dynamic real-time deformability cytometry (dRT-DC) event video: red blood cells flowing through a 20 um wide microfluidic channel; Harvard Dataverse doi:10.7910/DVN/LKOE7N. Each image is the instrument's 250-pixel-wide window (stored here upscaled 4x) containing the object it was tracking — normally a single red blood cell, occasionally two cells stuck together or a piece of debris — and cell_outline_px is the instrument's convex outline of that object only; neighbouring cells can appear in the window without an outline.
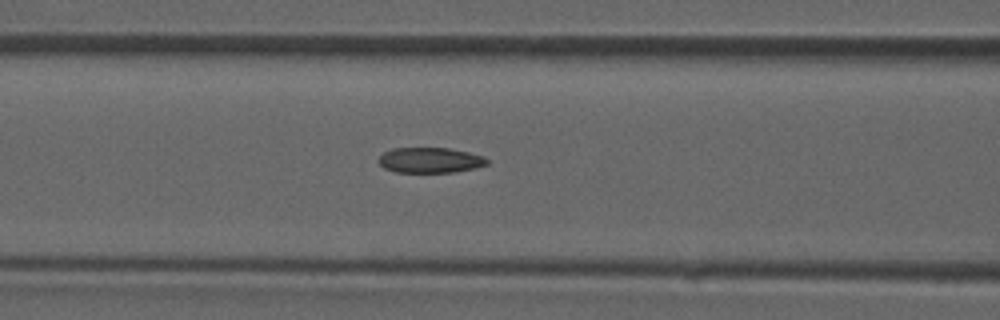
{"species": "common noctule bat (a hibernating species)", "species_latin": "Nyctalus noctula", "temperature_condition": "room temperature", "stored_images_in_passage": 42, "camera_frame_rate_fps": 3000, "um_per_image_px": 0.085, "animal": {"sex": "male", "forearm_length_mm": 52.5}, "frame": {"image": 1, "passage_image": 19, "time_ms": 6.0, "image_size_px": [1000, 320], "cell_outline_px": [[488, 164], [476, 168], [456, 172], [396, 172], [384, 168], [376, 160], [384, 152], [392, 148], [448, 148], [468, 152], [484, 156], [488, 160]], "centroid_in_image_um": [36.56, 13.62], "position_along_channel_um": 130.0, "area_um2": 16.13}}